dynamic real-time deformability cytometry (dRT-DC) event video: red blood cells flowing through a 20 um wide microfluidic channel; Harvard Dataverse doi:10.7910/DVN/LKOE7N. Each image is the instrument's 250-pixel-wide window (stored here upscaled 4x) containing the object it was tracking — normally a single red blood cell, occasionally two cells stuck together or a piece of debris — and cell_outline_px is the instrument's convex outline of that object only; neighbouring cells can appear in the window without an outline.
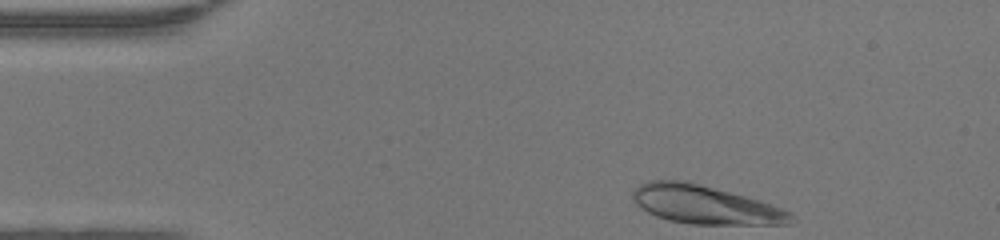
{"species": "human", "species_latin": "Homo sapiens", "temperature_condition": "warm", "stored_images_in_passage": 33, "camera_frame_rate_fps": 3000, "um_per_image_px": 0.085, "donor": {"sex": "female"}, "frame": {"image": 1, "passage_image": 1, "time_ms": 0.0, "image_size_px": [1000, 240], "cell_outline_px": [[796, 220], [788, 224], [692, 224], [668, 220], [656, 216], [640, 208], [632, 200], [632, 192], [640, 184], [648, 180], [688, 180], [760, 200], [792, 212]], "centroid_in_image_um": [59.93, 17.39], "position_along_channel_um": 25.1, "area_um2": 35.78}}
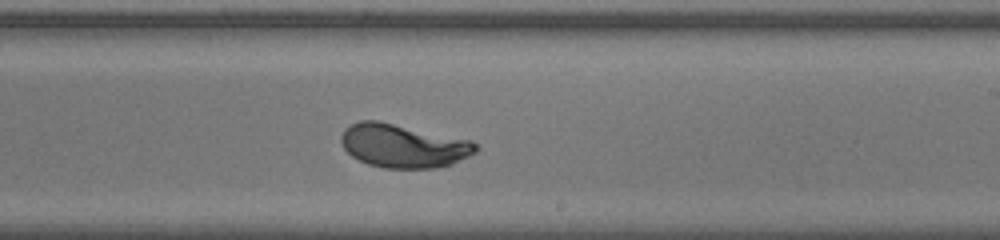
{"frame": {"image": 2, "passage_image": 22, "time_ms": 7.0, "image_size_px": [1000, 240], "cell_outline_px": [[480, 148], [476, 152], [452, 164], [436, 168], [384, 168], [368, 164], [352, 156], [344, 148], [340, 140], [340, 136], [344, 128], [360, 120], [380, 120], [472, 140]], "centroid_in_image_um": [34.28, 12.38], "position_along_channel_um": 254.7, "area_um2": 34.45}}
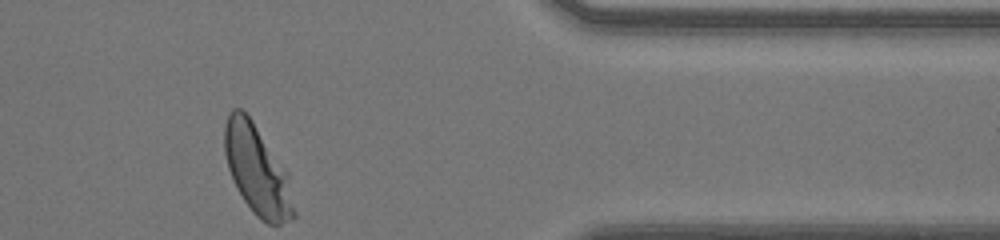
{"frame": {"image": 3, "passage_image": 33, "time_ms": 10.667, "image_size_px": [1000, 240], "cell_outline_px": [[296, 216], [280, 224], [268, 224], [260, 220], [252, 212], [244, 200], [228, 168], [224, 152], [224, 124], [228, 112], [232, 108], [240, 108], [252, 120], [288, 172], [296, 212]], "centroid_in_image_um": [21.87, 14.46], "position_along_channel_um": 389.5, "area_um2": 36.18}, "authors_computed_cell_mechanics": {"area_um2": 34.2176, "velocity_mm_per_s": 4.3344, "shape_relaxation_time_tau1_ms": 2.4708, "shape_relaxation_time_tau2_ms": null, "deformation_change_tau1": 0.1946, "deformation_change_tau2": null}}